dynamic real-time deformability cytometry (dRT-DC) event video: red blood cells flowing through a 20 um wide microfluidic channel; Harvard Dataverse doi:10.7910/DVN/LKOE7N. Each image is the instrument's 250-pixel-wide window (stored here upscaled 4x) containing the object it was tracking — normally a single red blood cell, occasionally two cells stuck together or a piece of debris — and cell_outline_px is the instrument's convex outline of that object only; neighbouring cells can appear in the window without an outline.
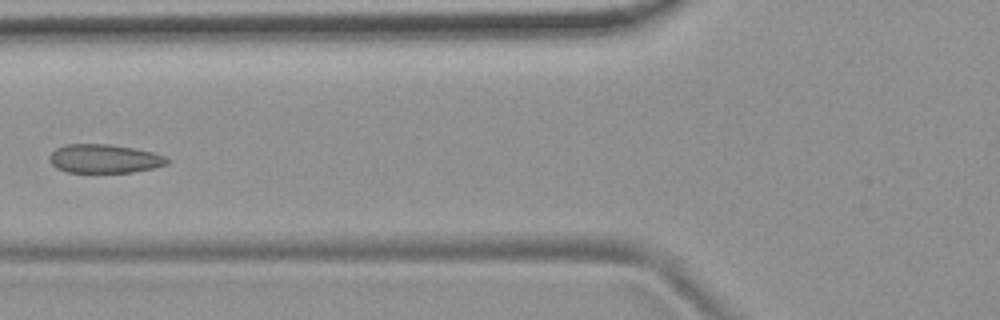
{"species": "common noctule bat (a hibernating species)", "species_latin": "Nyctalus noctula", "temperature_condition": "room temperature", "stored_images_in_passage": 8, "camera_frame_rate_fps": 3000, "um_per_image_px": 0.085, "animal": {"sex": "female", "body_mass_g": 19.9}, "frame": {"image": 1, "passage_image": 7, "time_ms": 7.0, "image_size_px": [1000, 320], "cell_outline_px": [[172, 160], [168, 164], [152, 168], [132, 172], [68, 172], [56, 168], [48, 160], [48, 156], [56, 148], [68, 144], [108, 144], [136, 148], [152, 152], [164, 156]], "centroid_in_image_um": [8.87, 13.48], "position_along_channel_um": 116.9, "area_um2": 19.77}}
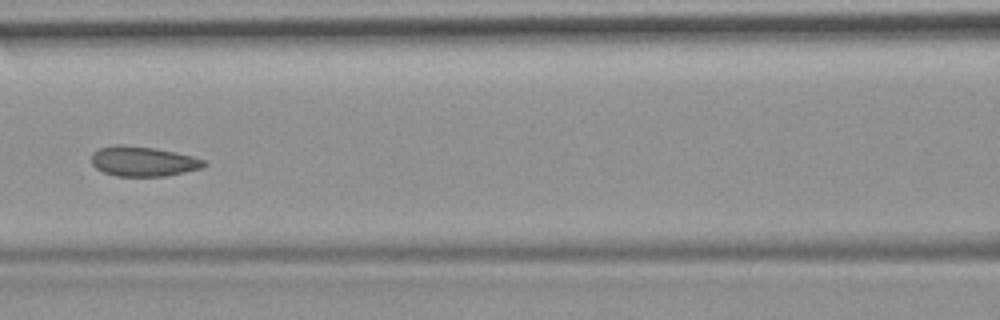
{"frame": {"image": 2, "passage_image": 8, "time_ms": 8.0, "image_size_px": [1000, 320], "cell_outline_px": [[208, 164], [204, 168], [164, 176], [116, 176], [104, 172], [96, 168], [92, 164], [92, 152], [100, 148], [112, 144], [124, 144], [156, 148], [176, 152], [208, 160]], "centroid_in_image_um": [12.2, 13.7], "position_along_channel_um": 154.4, "area_um2": 19.94}}